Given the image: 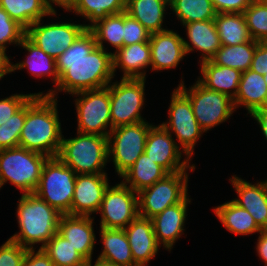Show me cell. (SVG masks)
Returning <instances> with one entry per match:
<instances>
[{
	"label": "cell",
	"mask_w": 267,
	"mask_h": 266,
	"mask_svg": "<svg viewBox=\"0 0 267 266\" xmlns=\"http://www.w3.org/2000/svg\"><path fill=\"white\" fill-rule=\"evenodd\" d=\"M144 153L168 173L196 170V163L192 162L160 123L150 127Z\"/></svg>",
	"instance_id": "obj_15"
},
{
	"label": "cell",
	"mask_w": 267,
	"mask_h": 266,
	"mask_svg": "<svg viewBox=\"0 0 267 266\" xmlns=\"http://www.w3.org/2000/svg\"><path fill=\"white\" fill-rule=\"evenodd\" d=\"M180 171L169 173L152 186L142 189L138 194V214L145 218H153L167 207L180 203L190 192V173Z\"/></svg>",
	"instance_id": "obj_13"
},
{
	"label": "cell",
	"mask_w": 267,
	"mask_h": 266,
	"mask_svg": "<svg viewBox=\"0 0 267 266\" xmlns=\"http://www.w3.org/2000/svg\"><path fill=\"white\" fill-rule=\"evenodd\" d=\"M0 7L25 29L51 14L45 0H0Z\"/></svg>",
	"instance_id": "obj_34"
},
{
	"label": "cell",
	"mask_w": 267,
	"mask_h": 266,
	"mask_svg": "<svg viewBox=\"0 0 267 266\" xmlns=\"http://www.w3.org/2000/svg\"><path fill=\"white\" fill-rule=\"evenodd\" d=\"M19 197L15 208L19 230L9 239L27 249H42L58 232L62 214L35 193Z\"/></svg>",
	"instance_id": "obj_3"
},
{
	"label": "cell",
	"mask_w": 267,
	"mask_h": 266,
	"mask_svg": "<svg viewBox=\"0 0 267 266\" xmlns=\"http://www.w3.org/2000/svg\"><path fill=\"white\" fill-rule=\"evenodd\" d=\"M25 35L26 29L0 7V49L9 53V46L17 47Z\"/></svg>",
	"instance_id": "obj_39"
},
{
	"label": "cell",
	"mask_w": 267,
	"mask_h": 266,
	"mask_svg": "<svg viewBox=\"0 0 267 266\" xmlns=\"http://www.w3.org/2000/svg\"><path fill=\"white\" fill-rule=\"evenodd\" d=\"M168 174L163 167L143 153L119 179L138 193L142 189L152 186Z\"/></svg>",
	"instance_id": "obj_30"
},
{
	"label": "cell",
	"mask_w": 267,
	"mask_h": 266,
	"mask_svg": "<svg viewBox=\"0 0 267 266\" xmlns=\"http://www.w3.org/2000/svg\"><path fill=\"white\" fill-rule=\"evenodd\" d=\"M217 13H243L253 0H211Z\"/></svg>",
	"instance_id": "obj_44"
},
{
	"label": "cell",
	"mask_w": 267,
	"mask_h": 266,
	"mask_svg": "<svg viewBox=\"0 0 267 266\" xmlns=\"http://www.w3.org/2000/svg\"><path fill=\"white\" fill-rule=\"evenodd\" d=\"M183 75L177 87L191 101L194 116L201 129L209 133L214 127L225 122L230 123L229 120L236 112L233 99L220 92L207 89L197 79L187 88Z\"/></svg>",
	"instance_id": "obj_6"
},
{
	"label": "cell",
	"mask_w": 267,
	"mask_h": 266,
	"mask_svg": "<svg viewBox=\"0 0 267 266\" xmlns=\"http://www.w3.org/2000/svg\"><path fill=\"white\" fill-rule=\"evenodd\" d=\"M76 173L58 157L44 163L35 194L62 215H71Z\"/></svg>",
	"instance_id": "obj_9"
},
{
	"label": "cell",
	"mask_w": 267,
	"mask_h": 266,
	"mask_svg": "<svg viewBox=\"0 0 267 266\" xmlns=\"http://www.w3.org/2000/svg\"><path fill=\"white\" fill-rule=\"evenodd\" d=\"M243 14L252 39L267 42V1L253 0Z\"/></svg>",
	"instance_id": "obj_38"
},
{
	"label": "cell",
	"mask_w": 267,
	"mask_h": 266,
	"mask_svg": "<svg viewBox=\"0 0 267 266\" xmlns=\"http://www.w3.org/2000/svg\"><path fill=\"white\" fill-rule=\"evenodd\" d=\"M88 29L94 35L97 46L113 55L123 47L124 12L98 20Z\"/></svg>",
	"instance_id": "obj_31"
},
{
	"label": "cell",
	"mask_w": 267,
	"mask_h": 266,
	"mask_svg": "<svg viewBox=\"0 0 267 266\" xmlns=\"http://www.w3.org/2000/svg\"><path fill=\"white\" fill-rule=\"evenodd\" d=\"M189 194L180 202L167 207L163 212L151 218L156 241L160 247L171 253L175 244L185 234L189 205Z\"/></svg>",
	"instance_id": "obj_17"
},
{
	"label": "cell",
	"mask_w": 267,
	"mask_h": 266,
	"mask_svg": "<svg viewBox=\"0 0 267 266\" xmlns=\"http://www.w3.org/2000/svg\"><path fill=\"white\" fill-rule=\"evenodd\" d=\"M151 65V47L148 42H138L123 46L113 54V72L120 78L147 79ZM148 69V70H147Z\"/></svg>",
	"instance_id": "obj_24"
},
{
	"label": "cell",
	"mask_w": 267,
	"mask_h": 266,
	"mask_svg": "<svg viewBox=\"0 0 267 266\" xmlns=\"http://www.w3.org/2000/svg\"><path fill=\"white\" fill-rule=\"evenodd\" d=\"M180 21V25L193 21H206L216 17L211 0H170V16Z\"/></svg>",
	"instance_id": "obj_36"
},
{
	"label": "cell",
	"mask_w": 267,
	"mask_h": 266,
	"mask_svg": "<svg viewBox=\"0 0 267 266\" xmlns=\"http://www.w3.org/2000/svg\"><path fill=\"white\" fill-rule=\"evenodd\" d=\"M126 1L127 0H78L71 15L73 14V17L75 15V17L82 18L84 26L89 28L98 20L109 15L125 12Z\"/></svg>",
	"instance_id": "obj_33"
},
{
	"label": "cell",
	"mask_w": 267,
	"mask_h": 266,
	"mask_svg": "<svg viewBox=\"0 0 267 266\" xmlns=\"http://www.w3.org/2000/svg\"><path fill=\"white\" fill-rule=\"evenodd\" d=\"M234 107L237 110L243 108L249 117L255 111L267 105V84L263 75L250 69L242 72L238 91L233 100Z\"/></svg>",
	"instance_id": "obj_25"
},
{
	"label": "cell",
	"mask_w": 267,
	"mask_h": 266,
	"mask_svg": "<svg viewBox=\"0 0 267 266\" xmlns=\"http://www.w3.org/2000/svg\"><path fill=\"white\" fill-rule=\"evenodd\" d=\"M212 211L222 226L235 236L258 235L262 230L257 226L253 216L233 200L212 207Z\"/></svg>",
	"instance_id": "obj_28"
},
{
	"label": "cell",
	"mask_w": 267,
	"mask_h": 266,
	"mask_svg": "<svg viewBox=\"0 0 267 266\" xmlns=\"http://www.w3.org/2000/svg\"><path fill=\"white\" fill-rule=\"evenodd\" d=\"M250 70L260 75L267 72V42H257Z\"/></svg>",
	"instance_id": "obj_45"
},
{
	"label": "cell",
	"mask_w": 267,
	"mask_h": 266,
	"mask_svg": "<svg viewBox=\"0 0 267 266\" xmlns=\"http://www.w3.org/2000/svg\"><path fill=\"white\" fill-rule=\"evenodd\" d=\"M61 16H63L62 12L49 14L46 19H40L28 27L25 35L31 42L54 59L62 55L86 29L84 24L80 23L81 20L76 19L77 22L73 18L71 20L65 18V16L61 18ZM50 18L53 19L51 20Z\"/></svg>",
	"instance_id": "obj_7"
},
{
	"label": "cell",
	"mask_w": 267,
	"mask_h": 266,
	"mask_svg": "<svg viewBox=\"0 0 267 266\" xmlns=\"http://www.w3.org/2000/svg\"><path fill=\"white\" fill-rule=\"evenodd\" d=\"M109 185L97 214H100L99 227L125 229L138 214V194L121 180Z\"/></svg>",
	"instance_id": "obj_14"
},
{
	"label": "cell",
	"mask_w": 267,
	"mask_h": 266,
	"mask_svg": "<svg viewBox=\"0 0 267 266\" xmlns=\"http://www.w3.org/2000/svg\"><path fill=\"white\" fill-rule=\"evenodd\" d=\"M74 135H63L57 157L76 174L107 173L108 136L79 132Z\"/></svg>",
	"instance_id": "obj_4"
},
{
	"label": "cell",
	"mask_w": 267,
	"mask_h": 266,
	"mask_svg": "<svg viewBox=\"0 0 267 266\" xmlns=\"http://www.w3.org/2000/svg\"><path fill=\"white\" fill-rule=\"evenodd\" d=\"M184 28L182 36L187 59L190 53H197L198 64L210 60L221 48V42L214 19L206 21H193L182 25Z\"/></svg>",
	"instance_id": "obj_22"
},
{
	"label": "cell",
	"mask_w": 267,
	"mask_h": 266,
	"mask_svg": "<svg viewBox=\"0 0 267 266\" xmlns=\"http://www.w3.org/2000/svg\"><path fill=\"white\" fill-rule=\"evenodd\" d=\"M98 229L102 249L96 258L119 266H137L124 229Z\"/></svg>",
	"instance_id": "obj_29"
},
{
	"label": "cell",
	"mask_w": 267,
	"mask_h": 266,
	"mask_svg": "<svg viewBox=\"0 0 267 266\" xmlns=\"http://www.w3.org/2000/svg\"><path fill=\"white\" fill-rule=\"evenodd\" d=\"M214 23L221 45H239L252 40L243 13H217Z\"/></svg>",
	"instance_id": "obj_32"
},
{
	"label": "cell",
	"mask_w": 267,
	"mask_h": 266,
	"mask_svg": "<svg viewBox=\"0 0 267 266\" xmlns=\"http://www.w3.org/2000/svg\"><path fill=\"white\" fill-rule=\"evenodd\" d=\"M25 50L24 56L26 59L18 61L16 63L12 62V59L15 57L10 56V74L12 75L15 72L24 71L26 69L29 76L32 79L40 80L44 79L49 80L52 83V88L34 92V95H49L57 86L59 82V74L56 67V60L46 54L41 48L36 46L31 42L26 36L22 39L21 43L18 45L17 49ZM46 91V92H45Z\"/></svg>",
	"instance_id": "obj_16"
},
{
	"label": "cell",
	"mask_w": 267,
	"mask_h": 266,
	"mask_svg": "<svg viewBox=\"0 0 267 266\" xmlns=\"http://www.w3.org/2000/svg\"><path fill=\"white\" fill-rule=\"evenodd\" d=\"M76 132L108 136L112 130L109 85L74 93Z\"/></svg>",
	"instance_id": "obj_11"
},
{
	"label": "cell",
	"mask_w": 267,
	"mask_h": 266,
	"mask_svg": "<svg viewBox=\"0 0 267 266\" xmlns=\"http://www.w3.org/2000/svg\"><path fill=\"white\" fill-rule=\"evenodd\" d=\"M151 33L137 20L124 12L123 46L138 42H148Z\"/></svg>",
	"instance_id": "obj_41"
},
{
	"label": "cell",
	"mask_w": 267,
	"mask_h": 266,
	"mask_svg": "<svg viewBox=\"0 0 267 266\" xmlns=\"http://www.w3.org/2000/svg\"><path fill=\"white\" fill-rule=\"evenodd\" d=\"M78 0H45L48 11L57 14L60 9L70 14L76 7ZM58 7L60 9H58Z\"/></svg>",
	"instance_id": "obj_47"
},
{
	"label": "cell",
	"mask_w": 267,
	"mask_h": 266,
	"mask_svg": "<svg viewBox=\"0 0 267 266\" xmlns=\"http://www.w3.org/2000/svg\"><path fill=\"white\" fill-rule=\"evenodd\" d=\"M58 101L48 95H33L28 100L19 147L57 157L64 133Z\"/></svg>",
	"instance_id": "obj_2"
},
{
	"label": "cell",
	"mask_w": 267,
	"mask_h": 266,
	"mask_svg": "<svg viewBox=\"0 0 267 266\" xmlns=\"http://www.w3.org/2000/svg\"><path fill=\"white\" fill-rule=\"evenodd\" d=\"M111 183L108 173L76 174L71 215L96 217L104 193Z\"/></svg>",
	"instance_id": "obj_18"
},
{
	"label": "cell",
	"mask_w": 267,
	"mask_h": 266,
	"mask_svg": "<svg viewBox=\"0 0 267 266\" xmlns=\"http://www.w3.org/2000/svg\"><path fill=\"white\" fill-rule=\"evenodd\" d=\"M109 84L112 129L147 121L142 114L146 105L147 79L119 78Z\"/></svg>",
	"instance_id": "obj_8"
},
{
	"label": "cell",
	"mask_w": 267,
	"mask_h": 266,
	"mask_svg": "<svg viewBox=\"0 0 267 266\" xmlns=\"http://www.w3.org/2000/svg\"><path fill=\"white\" fill-rule=\"evenodd\" d=\"M26 118V104L0 126V150L19 147V137Z\"/></svg>",
	"instance_id": "obj_40"
},
{
	"label": "cell",
	"mask_w": 267,
	"mask_h": 266,
	"mask_svg": "<svg viewBox=\"0 0 267 266\" xmlns=\"http://www.w3.org/2000/svg\"><path fill=\"white\" fill-rule=\"evenodd\" d=\"M168 10L170 11V0H127L125 12L150 33H154L169 29L166 24L169 21L165 20L166 15L170 16Z\"/></svg>",
	"instance_id": "obj_27"
},
{
	"label": "cell",
	"mask_w": 267,
	"mask_h": 266,
	"mask_svg": "<svg viewBox=\"0 0 267 266\" xmlns=\"http://www.w3.org/2000/svg\"><path fill=\"white\" fill-rule=\"evenodd\" d=\"M124 230L134 263L149 266L161 248L156 241L151 219L138 215Z\"/></svg>",
	"instance_id": "obj_23"
},
{
	"label": "cell",
	"mask_w": 267,
	"mask_h": 266,
	"mask_svg": "<svg viewBox=\"0 0 267 266\" xmlns=\"http://www.w3.org/2000/svg\"><path fill=\"white\" fill-rule=\"evenodd\" d=\"M256 46L257 41L253 39L239 45H222L210 61L215 65L226 66L244 72L251 67Z\"/></svg>",
	"instance_id": "obj_35"
},
{
	"label": "cell",
	"mask_w": 267,
	"mask_h": 266,
	"mask_svg": "<svg viewBox=\"0 0 267 266\" xmlns=\"http://www.w3.org/2000/svg\"><path fill=\"white\" fill-rule=\"evenodd\" d=\"M95 217L61 215L58 232L88 261L93 259L96 241Z\"/></svg>",
	"instance_id": "obj_21"
},
{
	"label": "cell",
	"mask_w": 267,
	"mask_h": 266,
	"mask_svg": "<svg viewBox=\"0 0 267 266\" xmlns=\"http://www.w3.org/2000/svg\"><path fill=\"white\" fill-rule=\"evenodd\" d=\"M10 75V55L0 49V81Z\"/></svg>",
	"instance_id": "obj_50"
},
{
	"label": "cell",
	"mask_w": 267,
	"mask_h": 266,
	"mask_svg": "<svg viewBox=\"0 0 267 266\" xmlns=\"http://www.w3.org/2000/svg\"><path fill=\"white\" fill-rule=\"evenodd\" d=\"M174 30V31H173ZM175 29L151 33L149 44L151 47L150 72H163L176 69L186 58L182 34Z\"/></svg>",
	"instance_id": "obj_19"
},
{
	"label": "cell",
	"mask_w": 267,
	"mask_h": 266,
	"mask_svg": "<svg viewBox=\"0 0 267 266\" xmlns=\"http://www.w3.org/2000/svg\"><path fill=\"white\" fill-rule=\"evenodd\" d=\"M48 158L22 147L0 150L1 188L10 183L20 194L34 193Z\"/></svg>",
	"instance_id": "obj_5"
},
{
	"label": "cell",
	"mask_w": 267,
	"mask_h": 266,
	"mask_svg": "<svg viewBox=\"0 0 267 266\" xmlns=\"http://www.w3.org/2000/svg\"><path fill=\"white\" fill-rule=\"evenodd\" d=\"M60 76L56 88L48 95L59 98V93L77 92L107 87L114 79L113 55L97 46L94 35L86 28L56 59Z\"/></svg>",
	"instance_id": "obj_1"
},
{
	"label": "cell",
	"mask_w": 267,
	"mask_h": 266,
	"mask_svg": "<svg viewBox=\"0 0 267 266\" xmlns=\"http://www.w3.org/2000/svg\"><path fill=\"white\" fill-rule=\"evenodd\" d=\"M33 95L34 93L16 92L5 98H0V126L20 110Z\"/></svg>",
	"instance_id": "obj_42"
},
{
	"label": "cell",
	"mask_w": 267,
	"mask_h": 266,
	"mask_svg": "<svg viewBox=\"0 0 267 266\" xmlns=\"http://www.w3.org/2000/svg\"><path fill=\"white\" fill-rule=\"evenodd\" d=\"M154 124L142 121L113 128L108 134V161L113 165L118 179L145 151L150 127Z\"/></svg>",
	"instance_id": "obj_12"
},
{
	"label": "cell",
	"mask_w": 267,
	"mask_h": 266,
	"mask_svg": "<svg viewBox=\"0 0 267 266\" xmlns=\"http://www.w3.org/2000/svg\"><path fill=\"white\" fill-rule=\"evenodd\" d=\"M26 251L27 248L8 238L0 246V266H23Z\"/></svg>",
	"instance_id": "obj_43"
},
{
	"label": "cell",
	"mask_w": 267,
	"mask_h": 266,
	"mask_svg": "<svg viewBox=\"0 0 267 266\" xmlns=\"http://www.w3.org/2000/svg\"><path fill=\"white\" fill-rule=\"evenodd\" d=\"M255 242L256 256H258L260 262H264V266H267V230L261 231Z\"/></svg>",
	"instance_id": "obj_49"
},
{
	"label": "cell",
	"mask_w": 267,
	"mask_h": 266,
	"mask_svg": "<svg viewBox=\"0 0 267 266\" xmlns=\"http://www.w3.org/2000/svg\"><path fill=\"white\" fill-rule=\"evenodd\" d=\"M55 266H85L87 260L57 232L42 248Z\"/></svg>",
	"instance_id": "obj_37"
},
{
	"label": "cell",
	"mask_w": 267,
	"mask_h": 266,
	"mask_svg": "<svg viewBox=\"0 0 267 266\" xmlns=\"http://www.w3.org/2000/svg\"><path fill=\"white\" fill-rule=\"evenodd\" d=\"M249 117H251L253 121H255L254 124L256 123V125L261 131L260 135L264 137L262 139H264L265 142H267V105L255 111Z\"/></svg>",
	"instance_id": "obj_48"
},
{
	"label": "cell",
	"mask_w": 267,
	"mask_h": 266,
	"mask_svg": "<svg viewBox=\"0 0 267 266\" xmlns=\"http://www.w3.org/2000/svg\"><path fill=\"white\" fill-rule=\"evenodd\" d=\"M167 110V120L160 123L175 139L183 152L193 160L195 147L205 132L197 122L189 98L173 88Z\"/></svg>",
	"instance_id": "obj_10"
},
{
	"label": "cell",
	"mask_w": 267,
	"mask_h": 266,
	"mask_svg": "<svg viewBox=\"0 0 267 266\" xmlns=\"http://www.w3.org/2000/svg\"><path fill=\"white\" fill-rule=\"evenodd\" d=\"M197 80L207 89L220 92L235 99L242 72L240 70L219 66L210 60L199 63Z\"/></svg>",
	"instance_id": "obj_26"
},
{
	"label": "cell",
	"mask_w": 267,
	"mask_h": 266,
	"mask_svg": "<svg viewBox=\"0 0 267 266\" xmlns=\"http://www.w3.org/2000/svg\"><path fill=\"white\" fill-rule=\"evenodd\" d=\"M263 78L265 80V83L267 84V72L263 75Z\"/></svg>",
	"instance_id": "obj_52"
},
{
	"label": "cell",
	"mask_w": 267,
	"mask_h": 266,
	"mask_svg": "<svg viewBox=\"0 0 267 266\" xmlns=\"http://www.w3.org/2000/svg\"><path fill=\"white\" fill-rule=\"evenodd\" d=\"M240 176L235 174L228 179L236 192L232 200L253 216L262 231L267 230V178L252 183Z\"/></svg>",
	"instance_id": "obj_20"
},
{
	"label": "cell",
	"mask_w": 267,
	"mask_h": 266,
	"mask_svg": "<svg viewBox=\"0 0 267 266\" xmlns=\"http://www.w3.org/2000/svg\"><path fill=\"white\" fill-rule=\"evenodd\" d=\"M93 260H94V258L91 260H88L86 262L85 266H119L117 264H112V263L103 261V260L98 259V258L95 261H93Z\"/></svg>",
	"instance_id": "obj_51"
},
{
	"label": "cell",
	"mask_w": 267,
	"mask_h": 266,
	"mask_svg": "<svg viewBox=\"0 0 267 266\" xmlns=\"http://www.w3.org/2000/svg\"><path fill=\"white\" fill-rule=\"evenodd\" d=\"M23 266H55L43 249H27Z\"/></svg>",
	"instance_id": "obj_46"
}]
</instances>
